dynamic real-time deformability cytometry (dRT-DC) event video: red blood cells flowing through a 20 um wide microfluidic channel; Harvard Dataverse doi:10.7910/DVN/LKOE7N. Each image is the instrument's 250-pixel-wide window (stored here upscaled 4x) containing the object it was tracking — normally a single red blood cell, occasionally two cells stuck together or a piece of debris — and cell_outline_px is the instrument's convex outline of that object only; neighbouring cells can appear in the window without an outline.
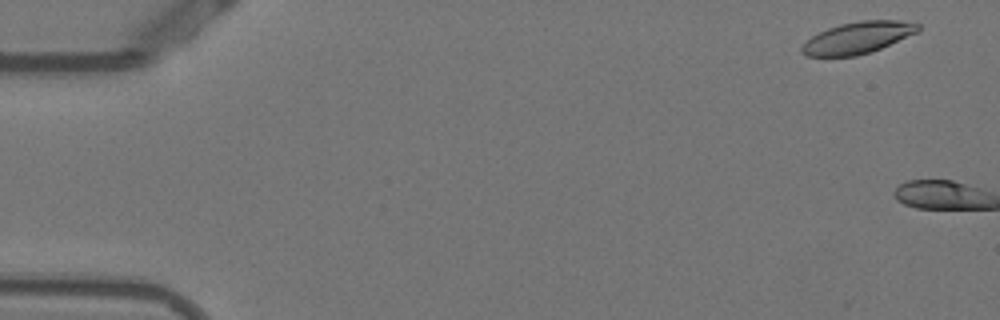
{"species": "Egyptian fruit bat (a non-hibernating species)", "species_latin": "Rousettus aegyptiacus", "temperature_condition": "warm", "stored_images_in_passage": 4, "camera_frame_rate_fps": 3000, "um_per_image_px": 0.085, "animal": {"sex": "female"}, "frame": {"image": 1, "passage_image": 3, "time_ms": 0.667, "image_size_px": [1000, 320], "cell_outline_px": [[920, 28], [916, 32], [880, 48], [856, 56], [804, 56], [800, 52], [800, 48], [812, 36], [828, 28], [840, 24], [860, 20], [896, 20], [920, 24]], "centroid_in_image_um": [72.86, 3.2], "position_along_channel_um": 12.1, "area_um2": 21.1}}